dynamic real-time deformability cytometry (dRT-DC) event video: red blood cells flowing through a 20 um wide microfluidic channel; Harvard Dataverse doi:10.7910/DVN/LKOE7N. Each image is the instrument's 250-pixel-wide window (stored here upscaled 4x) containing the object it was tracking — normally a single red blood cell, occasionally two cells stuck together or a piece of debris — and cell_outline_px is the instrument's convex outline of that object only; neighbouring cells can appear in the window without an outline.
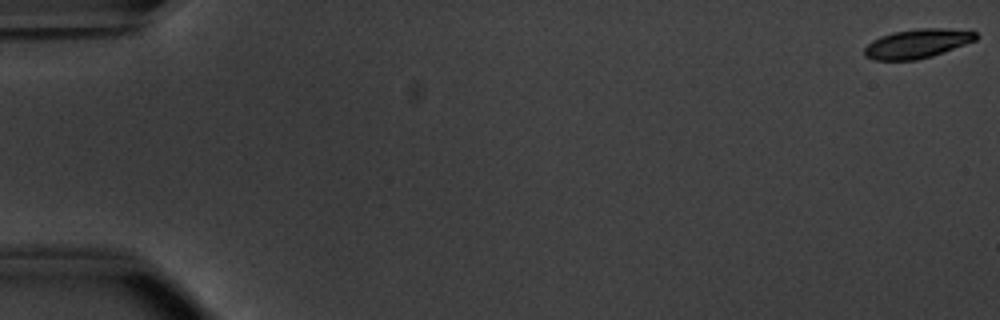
{"species": "common noctule bat (a hibernating species)", "species_latin": "Nyctalus noctula", "temperature_condition": "warm", "stored_images_in_passage": 54, "camera_frame_rate_fps": 3000, "um_per_image_px": 0.085, "animal": {"sex": "male", "body_mass_g": 20.1, "forearm_length_mm": 53.5}, "frame": {"image": 1, "passage_image": 1, "time_ms": 0.0, "image_size_px": [1000, 320], "cell_outline_px": [[976, 40], [944, 52], [932, 56], [916, 60], [872, 60], [864, 56], [864, 48], [872, 40], [880, 36], [896, 32], [916, 28], [948, 28], [976, 32]], "centroid_in_image_um": [77.93, 3.71], "position_along_channel_um": 7.1, "area_um2": 18.9}}
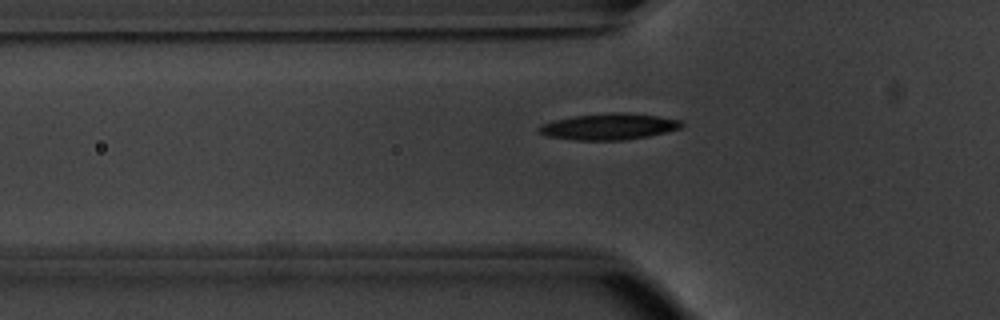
{"frame": {"image": 2, "passage_image": 19, "time_ms": 6.0, "image_size_px": [1000, 320], "cell_outline_px": [[684, 124], [680, 128], [648, 136], [624, 140], [576, 140], [548, 136], [540, 132], [536, 128], [540, 124], [552, 120], [572, 116], [612, 112], [628, 112], [656, 116], [680, 120]], "centroid_in_image_um": [51.71, 10.75], "position_along_channel_um": 74.1, "area_um2": 21.85}}
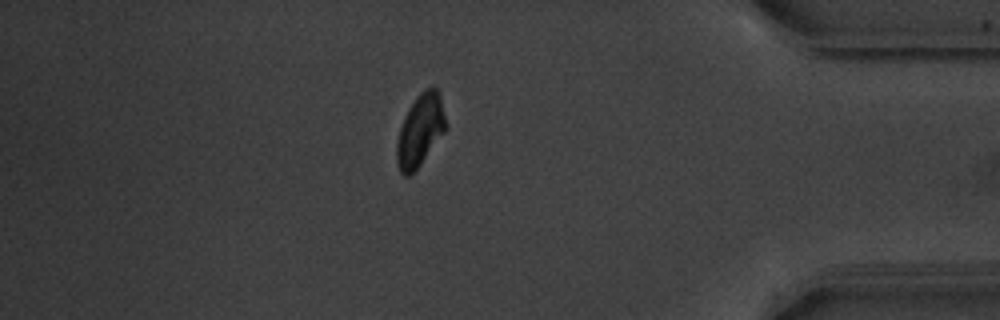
{"frame": {"image": 3, "passage_image": 47, "time_ms": 15.333, "image_size_px": [1000, 320], "cell_outline_px": [[444, 132], [420, 164], [408, 176], [404, 176], [400, 172], [396, 164], [396, 144], [400, 128], [404, 116], [408, 108], [416, 96], [420, 92], [428, 88], [436, 88], [440, 96], [444, 116]], "centroid_in_image_um": [35.66, 11.09], "position_along_channel_um": 399.5, "area_um2": 20.06}, "authors_computed_cell_mechanics": {"area_um2": 20.2878, "velocity_mm_per_s": 3.8188, "shape_relaxation_time_tau1_ms": 2.6651, "shape_relaxation_time_tau2_ms": null, "deformation_change_tau1": 0.1382, "deformation_change_tau2": null}}